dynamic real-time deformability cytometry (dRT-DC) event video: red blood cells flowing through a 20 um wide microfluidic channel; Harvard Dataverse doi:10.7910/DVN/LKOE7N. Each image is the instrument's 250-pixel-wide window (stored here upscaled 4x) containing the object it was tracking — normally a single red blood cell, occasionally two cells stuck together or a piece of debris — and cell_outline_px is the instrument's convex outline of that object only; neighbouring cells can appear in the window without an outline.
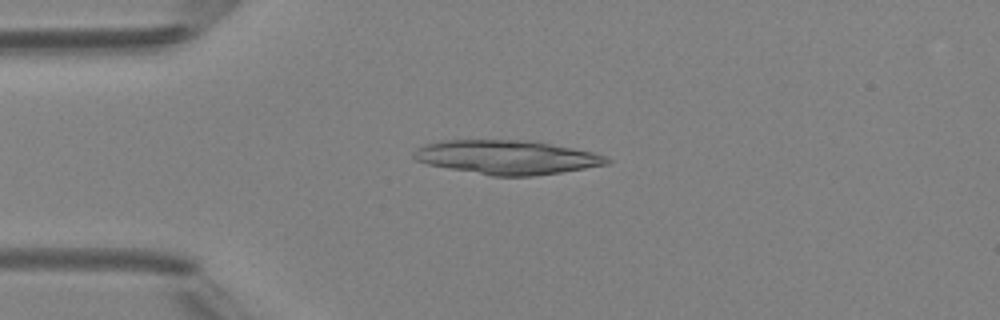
{"species": "Egyptian fruit bat (a non-hibernating species)", "species_latin": "Rousettus aegyptiacus", "temperature_condition": "room temperature", "stored_images_in_passage": 4, "camera_frame_rate_fps": 3000, "um_per_image_px": 0.085, "animal": {"sex": "female"}, "frame": {"image": 1, "passage_image": 4, "time_ms": 3.333, "image_size_px": [1000, 320], "cell_outline_px": [[612, 160], [608, 164], [560, 172], [532, 176], [492, 176], [448, 168], [428, 164], [416, 160], [412, 156], [412, 152], [416, 148], [424, 144], [440, 140], [524, 140], [572, 148], [592, 152], [604, 156]], "centroid_in_image_um": [43.02, 13.36], "position_along_channel_um": 42.0, "area_um2": 38.03}}